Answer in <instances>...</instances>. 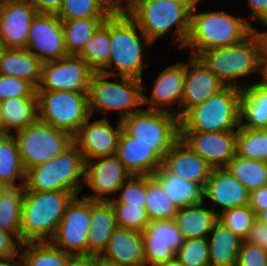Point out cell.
Returning <instances> with one entry per match:
<instances>
[{"label":"cell","instance_id":"obj_1","mask_svg":"<svg viewBox=\"0 0 267 266\" xmlns=\"http://www.w3.org/2000/svg\"><path fill=\"white\" fill-rule=\"evenodd\" d=\"M138 29V30H137ZM138 31L140 34H138ZM141 35V36H140ZM143 41V42H142ZM152 42L140 30L135 21L124 11L116 9L110 15V56L108 63L99 71L110 76H125L142 80L144 62L143 46ZM145 63V64H144ZM115 65L116 74L111 69Z\"/></svg>","mask_w":267,"mask_h":266},{"label":"cell","instance_id":"obj_2","mask_svg":"<svg viewBox=\"0 0 267 266\" xmlns=\"http://www.w3.org/2000/svg\"><path fill=\"white\" fill-rule=\"evenodd\" d=\"M195 10L196 7L190 13V28L184 45V48H191L194 57L209 49L243 42L256 29L252 21L224 11L195 13Z\"/></svg>","mask_w":267,"mask_h":266},{"label":"cell","instance_id":"obj_3","mask_svg":"<svg viewBox=\"0 0 267 266\" xmlns=\"http://www.w3.org/2000/svg\"><path fill=\"white\" fill-rule=\"evenodd\" d=\"M75 196L73 192H38L24 188L20 243L50 241L67 205Z\"/></svg>","mask_w":267,"mask_h":266},{"label":"cell","instance_id":"obj_4","mask_svg":"<svg viewBox=\"0 0 267 266\" xmlns=\"http://www.w3.org/2000/svg\"><path fill=\"white\" fill-rule=\"evenodd\" d=\"M123 9L152 44L175 26L174 41L184 48L190 28L191 9L187 5L175 1L132 0Z\"/></svg>","mask_w":267,"mask_h":266},{"label":"cell","instance_id":"obj_5","mask_svg":"<svg viewBox=\"0 0 267 266\" xmlns=\"http://www.w3.org/2000/svg\"><path fill=\"white\" fill-rule=\"evenodd\" d=\"M84 171L83 156L73 142L55 158L29 168L26 171L24 188L38 192H73L78 196L83 189Z\"/></svg>","mask_w":267,"mask_h":266},{"label":"cell","instance_id":"obj_6","mask_svg":"<svg viewBox=\"0 0 267 266\" xmlns=\"http://www.w3.org/2000/svg\"><path fill=\"white\" fill-rule=\"evenodd\" d=\"M241 92L240 88L224 86L179 120L180 131H235L240 126Z\"/></svg>","mask_w":267,"mask_h":266},{"label":"cell","instance_id":"obj_7","mask_svg":"<svg viewBox=\"0 0 267 266\" xmlns=\"http://www.w3.org/2000/svg\"><path fill=\"white\" fill-rule=\"evenodd\" d=\"M262 41L255 30L243 42L202 52L198 58L225 85L243 89L237 78L258 73V58Z\"/></svg>","mask_w":267,"mask_h":266},{"label":"cell","instance_id":"obj_8","mask_svg":"<svg viewBox=\"0 0 267 266\" xmlns=\"http://www.w3.org/2000/svg\"><path fill=\"white\" fill-rule=\"evenodd\" d=\"M110 75L102 72H94L89 86L90 114L101 111H120L118 120L140 111L143 106L142 92L145 88L142 80L132 77L119 76L118 83L108 81Z\"/></svg>","mask_w":267,"mask_h":266},{"label":"cell","instance_id":"obj_9","mask_svg":"<svg viewBox=\"0 0 267 266\" xmlns=\"http://www.w3.org/2000/svg\"><path fill=\"white\" fill-rule=\"evenodd\" d=\"M38 119L74 136L91 117L86 92L37 91Z\"/></svg>","mask_w":267,"mask_h":266},{"label":"cell","instance_id":"obj_10","mask_svg":"<svg viewBox=\"0 0 267 266\" xmlns=\"http://www.w3.org/2000/svg\"><path fill=\"white\" fill-rule=\"evenodd\" d=\"M121 123L128 135L151 146L162 159L180 137L179 119L168 112L141 109L123 118Z\"/></svg>","mask_w":267,"mask_h":266},{"label":"cell","instance_id":"obj_11","mask_svg":"<svg viewBox=\"0 0 267 266\" xmlns=\"http://www.w3.org/2000/svg\"><path fill=\"white\" fill-rule=\"evenodd\" d=\"M14 136L25 171L55 158L73 143V136L69 132L54 128L38 118L24 129L16 131Z\"/></svg>","mask_w":267,"mask_h":266},{"label":"cell","instance_id":"obj_12","mask_svg":"<svg viewBox=\"0 0 267 266\" xmlns=\"http://www.w3.org/2000/svg\"><path fill=\"white\" fill-rule=\"evenodd\" d=\"M91 200L75 196L67 205L50 242L71 255H87Z\"/></svg>","mask_w":267,"mask_h":266},{"label":"cell","instance_id":"obj_13","mask_svg":"<svg viewBox=\"0 0 267 266\" xmlns=\"http://www.w3.org/2000/svg\"><path fill=\"white\" fill-rule=\"evenodd\" d=\"M94 70L79 56L67 55L42 65L37 91H69L89 93Z\"/></svg>","mask_w":267,"mask_h":266},{"label":"cell","instance_id":"obj_14","mask_svg":"<svg viewBox=\"0 0 267 266\" xmlns=\"http://www.w3.org/2000/svg\"><path fill=\"white\" fill-rule=\"evenodd\" d=\"M25 49L43 63L67 56L62 20L56 14L37 13L31 22Z\"/></svg>","mask_w":267,"mask_h":266},{"label":"cell","instance_id":"obj_15","mask_svg":"<svg viewBox=\"0 0 267 266\" xmlns=\"http://www.w3.org/2000/svg\"><path fill=\"white\" fill-rule=\"evenodd\" d=\"M141 234L145 266H157L175 258L184 242L174 219L150 221Z\"/></svg>","mask_w":267,"mask_h":266},{"label":"cell","instance_id":"obj_16","mask_svg":"<svg viewBox=\"0 0 267 266\" xmlns=\"http://www.w3.org/2000/svg\"><path fill=\"white\" fill-rule=\"evenodd\" d=\"M88 118L73 136V142L81 152L84 162L116 154L117 143L122 131L121 120L116 127L109 123L107 117L90 122Z\"/></svg>","mask_w":267,"mask_h":266},{"label":"cell","instance_id":"obj_17","mask_svg":"<svg viewBox=\"0 0 267 266\" xmlns=\"http://www.w3.org/2000/svg\"><path fill=\"white\" fill-rule=\"evenodd\" d=\"M131 176L116 155L86 161L83 183L94 191V195L84 198L92 201H109L110 198L105 194L116 193Z\"/></svg>","mask_w":267,"mask_h":266},{"label":"cell","instance_id":"obj_18","mask_svg":"<svg viewBox=\"0 0 267 266\" xmlns=\"http://www.w3.org/2000/svg\"><path fill=\"white\" fill-rule=\"evenodd\" d=\"M36 8L30 0L0 1V44L4 48L25 49Z\"/></svg>","mask_w":267,"mask_h":266},{"label":"cell","instance_id":"obj_19","mask_svg":"<svg viewBox=\"0 0 267 266\" xmlns=\"http://www.w3.org/2000/svg\"><path fill=\"white\" fill-rule=\"evenodd\" d=\"M180 138L213 168H225L236 155V131H180Z\"/></svg>","mask_w":267,"mask_h":266},{"label":"cell","instance_id":"obj_20","mask_svg":"<svg viewBox=\"0 0 267 266\" xmlns=\"http://www.w3.org/2000/svg\"><path fill=\"white\" fill-rule=\"evenodd\" d=\"M224 86L198 57L190 56L188 63H185L181 118Z\"/></svg>","mask_w":267,"mask_h":266},{"label":"cell","instance_id":"obj_21","mask_svg":"<svg viewBox=\"0 0 267 266\" xmlns=\"http://www.w3.org/2000/svg\"><path fill=\"white\" fill-rule=\"evenodd\" d=\"M184 78L185 63L178 62L165 68L155 79L151 97L148 98L142 94L143 105L149 106L148 110L163 111L177 115L180 120ZM177 102H179L177 107L179 113L172 110V107L169 108L170 105Z\"/></svg>","mask_w":267,"mask_h":266},{"label":"cell","instance_id":"obj_22","mask_svg":"<svg viewBox=\"0 0 267 266\" xmlns=\"http://www.w3.org/2000/svg\"><path fill=\"white\" fill-rule=\"evenodd\" d=\"M162 165L172 174L205 186L213 167L180 137L165 154Z\"/></svg>","mask_w":267,"mask_h":266},{"label":"cell","instance_id":"obj_23","mask_svg":"<svg viewBox=\"0 0 267 266\" xmlns=\"http://www.w3.org/2000/svg\"><path fill=\"white\" fill-rule=\"evenodd\" d=\"M204 200L209 199L222 211L248 205L249 191L226 168H213L203 187Z\"/></svg>","mask_w":267,"mask_h":266},{"label":"cell","instance_id":"obj_24","mask_svg":"<svg viewBox=\"0 0 267 266\" xmlns=\"http://www.w3.org/2000/svg\"><path fill=\"white\" fill-rule=\"evenodd\" d=\"M132 175L152 176L162 165L163 159L147 144L137 141L123 129L115 154Z\"/></svg>","mask_w":267,"mask_h":266},{"label":"cell","instance_id":"obj_25","mask_svg":"<svg viewBox=\"0 0 267 266\" xmlns=\"http://www.w3.org/2000/svg\"><path fill=\"white\" fill-rule=\"evenodd\" d=\"M101 255L124 266H145L141 232L117 227Z\"/></svg>","mask_w":267,"mask_h":266},{"label":"cell","instance_id":"obj_26","mask_svg":"<svg viewBox=\"0 0 267 266\" xmlns=\"http://www.w3.org/2000/svg\"><path fill=\"white\" fill-rule=\"evenodd\" d=\"M116 228L115 212L111 203L109 201L91 200L87 255H101Z\"/></svg>","mask_w":267,"mask_h":266},{"label":"cell","instance_id":"obj_27","mask_svg":"<svg viewBox=\"0 0 267 266\" xmlns=\"http://www.w3.org/2000/svg\"><path fill=\"white\" fill-rule=\"evenodd\" d=\"M43 62L27 49H0V74L23 79L36 89L41 81Z\"/></svg>","mask_w":267,"mask_h":266},{"label":"cell","instance_id":"obj_28","mask_svg":"<svg viewBox=\"0 0 267 266\" xmlns=\"http://www.w3.org/2000/svg\"><path fill=\"white\" fill-rule=\"evenodd\" d=\"M152 177L178 209L204 202L202 185L170 173L163 165Z\"/></svg>","mask_w":267,"mask_h":266},{"label":"cell","instance_id":"obj_29","mask_svg":"<svg viewBox=\"0 0 267 266\" xmlns=\"http://www.w3.org/2000/svg\"><path fill=\"white\" fill-rule=\"evenodd\" d=\"M210 233H212V236L207 237L210 266H236L243 239L218 219Z\"/></svg>","mask_w":267,"mask_h":266},{"label":"cell","instance_id":"obj_30","mask_svg":"<svg viewBox=\"0 0 267 266\" xmlns=\"http://www.w3.org/2000/svg\"><path fill=\"white\" fill-rule=\"evenodd\" d=\"M244 87L240 98V127L267 129V87L255 83H245Z\"/></svg>","mask_w":267,"mask_h":266},{"label":"cell","instance_id":"obj_31","mask_svg":"<svg viewBox=\"0 0 267 266\" xmlns=\"http://www.w3.org/2000/svg\"><path fill=\"white\" fill-rule=\"evenodd\" d=\"M205 202L187 206L177 211L175 222L184 239L207 238L218 212L213 208H204Z\"/></svg>","mask_w":267,"mask_h":266},{"label":"cell","instance_id":"obj_32","mask_svg":"<svg viewBox=\"0 0 267 266\" xmlns=\"http://www.w3.org/2000/svg\"><path fill=\"white\" fill-rule=\"evenodd\" d=\"M1 133L12 134L38 118L37 97L9 98L1 101Z\"/></svg>","mask_w":267,"mask_h":266},{"label":"cell","instance_id":"obj_33","mask_svg":"<svg viewBox=\"0 0 267 266\" xmlns=\"http://www.w3.org/2000/svg\"><path fill=\"white\" fill-rule=\"evenodd\" d=\"M21 181L18 185L16 180ZM26 171L23 167L19 147L14 134L0 136V182L6 187H24Z\"/></svg>","mask_w":267,"mask_h":266},{"label":"cell","instance_id":"obj_34","mask_svg":"<svg viewBox=\"0 0 267 266\" xmlns=\"http://www.w3.org/2000/svg\"><path fill=\"white\" fill-rule=\"evenodd\" d=\"M107 18L62 20L63 37L68 55L78 56L85 44Z\"/></svg>","mask_w":267,"mask_h":266},{"label":"cell","instance_id":"obj_35","mask_svg":"<svg viewBox=\"0 0 267 266\" xmlns=\"http://www.w3.org/2000/svg\"><path fill=\"white\" fill-rule=\"evenodd\" d=\"M24 187H6L0 194V229L20 242Z\"/></svg>","mask_w":267,"mask_h":266},{"label":"cell","instance_id":"obj_36","mask_svg":"<svg viewBox=\"0 0 267 266\" xmlns=\"http://www.w3.org/2000/svg\"><path fill=\"white\" fill-rule=\"evenodd\" d=\"M116 9L115 0H63L56 15L61 20L108 18Z\"/></svg>","mask_w":267,"mask_h":266},{"label":"cell","instance_id":"obj_37","mask_svg":"<svg viewBox=\"0 0 267 266\" xmlns=\"http://www.w3.org/2000/svg\"><path fill=\"white\" fill-rule=\"evenodd\" d=\"M20 251H23L19 257L24 266H66L71 256L50 241L25 242L21 244Z\"/></svg>","mask_w":267,"mask_h":266},{"label":"cell","instance_id":"obj_38","mask_svg":"<svg viewBox=\"0 0 267 266\" xmlns=\"http://www.w3.org/2000/svg\"><path fill=\"white\" fill-rule=\"evenodd\" d=\"M251 192L267 185V163L235 155L225 167Z\"/></svg>","mask_w":267,"mask_h":266},{"label":"cell","instance_id":"obj_39","mask_svg":"<svg viewBox=\"0 0 267 266\" xmlns=\"http://www.w3.org/2000/svg\"><path fill=\"white\" fill-rule=\"evenodd\" d=\"M110 49L109 16L85 44L78 56L95 72H99L108 63Z\"/></svg>","mask_w":267,"mask_h":266},{"label":"cell","instance_id":"obj_40","mask_svg":"<svg viewBox=\"0 0 267 266\" xmlns=\"http://www.w3.org/2000/svg\"><path fill=\"white\" fill-rule=\"evenodd\" d=\"M145 210L149 221L174 219L179 210L152 176H146Z\"/></svg>","mask_w":267,"mask_h":266},{"label":"cell","instance_id":"obj_41","mask_svg":"<svg viewBox=\"0 0 267 266\" xmlns=\"http://www.w3.org/2000/svg\"><path fill=\"white\" fill-rule=\"evenodd\" d=\"M236 155L267 163V129H236Z\"/></svg>","mask_w":267,"mask_h":266},{"label":"cell","instance_id":"obj_42","mask_svg":"<svg viewBox=\"0 0 267 266\" xmlns=\"http://www.w3.org/2000/svg\"><path fill=\"white\" fill-rule=\"evenodd\" d=\"M217 219L244 240L257 220V214L244 205L219 212Z\"/></svg>","mask_w":267,"mask_h":266},{"label":"cell","instance_id":"obj_43","mask_svg":"<svg viewBox=\"0 0 267 266\" xmlns=\"http://www.w3.org/2000/svg\"><path fill=\"white\" fill-rule=\"evenodd\" d=\"M115 212L117 227L142 232L149 224L145 206L126 203H111Z\"/></svg>","mask_w":267,"mask_h":266},{"label":"cell","instance_id":"obj_44","mask_svg":"<svg viewBox=\"0 0 267 266\" xmlns=\"http://www.w3.org/2000/svg\"><path fill=\"white\" fill-rule=\"evenodd\" d=\"M176 257L185 266H210L207 238L184 239Z\"/></svg>","mask_w":267,"mask_h":266},{"label":"cell","instance_id":"obj_45","mask_svg":"<svg viewBox=\"0 0 267 266\" xmlns=\"http://www.w3.org/2000/svg\"><path fill=\"white\" fill-rule=\"evenodd\" d=\"M118 199L110 203H126L134 206H146V176L132 175L119 189Z\"/></svg>","mask_w":267,"mask_h":266},{"label":"cell","instance_id":"obj_46","mask_svg":"<svg viewBox=\"0 0 267 266\" xmlns=\"http://www.w3.org/2000/svg\"><path fill=\"white\" fill-rule=\"evenodd\" d=\"M15 97H37V89L23 79L0 74V102Z\"/></svg>","mask_w":267,"mask_h":266},{"label":"cell","instance_id":"obj_47","mask_svg":"<svg viewBox=\"0 0 267 266\" xmlns=\"http://www.w3.org/2000/svg\"><path fill=\"white\" fill-rule=\"evenodd\" d=\"M236 266H267V251L243 240Z\"/></svg>","mask_w":267,"mask_h":266},{"label":"cell","instance_id":"obj_48","mask_svg":"<svg viewBox=\"0 0 267 266\" xmlns=\"http://www.w3.org/2000/svg\"><path fill=\"white\" fill-rule=\"evenodd\" d=\"M12 234L0 229V260L10 259L18 256L21 243L14 241Z\"/></svg>","mask_w":267,"mask_h":266},{"label":"cell","instance_id":"obj_49","mask_svg":"<svg viewBox=\"0 0 267 266\" xmlns=\"http://www.w3.org/2000/svg\"><path fill=\"white\" fill-rule=\"evenodd\" d=\"M244 241L267 251V225L256 220Z\"/></svg>","mask_w":267,"mask_h":266},{"label":"cell","instance_id":"obj_50","mask_svg":"<svg viewBox=\"0 0 267 266\" xmlns=\"http://www.w3.org/2000/svg\"><path fill=\"white\" fill-rule=\"evenodd\" d=\"M248 206L258 215L267 209V185L249 192Z\"/></svg>","mask_w":267,"mask_h":266},{"label":"cell","instance_id":"obj_51","mask_svg":"<svg viewBox=\"0 0 267 266\" xmlns=\"http://www.w3.org/2000/svg\"><path fill=\"white\" fill-rule=\"evenodd\" d=\"M251 19H257L262 25L267 24V0H248Z\"/></svg>","mask_w":267,"mask_h":266},{"label":"cell","instance_id":"obj_52","mask_svg":"<svg viewBox=\"0 0 267 266\" xmlns=\"http://www.w3.org/2000/svg\"><path fill=\"white\" fill-rule=\"evenodd\" d=\"M37 13L56 14L63 0H30Z\"/></svg>","mask_w":267,"mask_h":266},{"label":"cell","instance_id":"obj_53","mask_svg":"<svg viewBox=\"0 0 267 266\" xmlns=\"http://www.w3.org/2000/svg\"><path fill=\"white\" fill-rule=\"evenodd\" d=\"M258 74L262 75V80L255 84L267 87V53L263 49L258 58Z\"/></svg>","mask_w":267,"mask_h":266},{"label":"cell","instance_id":"obj_54","mask_svg":"<svg viewBox=\"0 0 267 266\" xmlns=\"http://www.w3.org/2000/svg\"><path fill=\"white\" fill-rule=\"evenodd\" d=\"M66 266H93L92 255H71Z\"/></svg>","mask_w":267,"mask_h":266},{"label":"cell","instance_id":"obj_55","mask_svg":"<svg viewBox=\"0 0 267 266\" xmlns=\"http://www.w3.org/2000/svg\"><path fill=\"white\" fill-rule=\"evenodd\" d=\"M93 266H124V265H121L112 260H108L102 255H94Z\"/></svg>","mask_w":267,"mask_h":266},{"label":"cell","instance_id":"obj_56","mask_svg":"<svg viewBox=\"0 0 267 266\" xmlns=\"http://www.w3.org/2000/svg\"><path fill=\"white\" fill-rule=\"evenodd\" d=\"M16 257L17 256L10 259L0 260V266H24L21 257L19 261Z\"/></svg>","mask_w":267,"mask_h":266},{"label":"cell","instance_id":"obj_57","mask_svg":"<svg viewBox=\"0 0 267 266\" xmlns=\"http://www.w3.org/2000/svg\"><path fill=\"white\" fill-rule=\"evenodd\" d=\"M157 1H175L187 5L191 10L197 6L200 0H157Z\"/></svg>","mask_w":267,"mask_h":266},{"label":"cell","instance_id":"obj_58","mask_svg":"<svg viewBox=\"0 0 267 266\" xmlns=\"http://www.w3.org/2000/svg\"><path fill=\"white\" fill-rule=\"evenodd\" d=\"M264 26H267V24H265ZM255 30L257 31V33L261 38L262 49L267 53V31L260 32L257 28Z\"/></svg>","mask_w":267,"mask_h":266},{"label":"cell","instance_id":"obj_59","mask_svg":"<svg viewBox=\"0 0 267 266\" xmlns=\"http://www.w3.org/2000/svg\"><path fill=\"white\" fill-rule=\"evenodd\" d=\"M157 266H185L184 264H182L178 259L177 257L171 259V260H168L167 262L165 263H162L160 265H157Z\"/></svg>","mask_w":267,"mask_h":266},{"label":"cell","instance_id":"obj_60","mask_svg":"<svg viewBox=\"0 0 267 266\" xmlns=\"http://www.w3.org/2000/svg\"><path fill=\"white\" fill-rule=\"evenodd\" d=\"M257 220L260 221L261 223L267 225V209L262 210V211L257 215Z\"/></svg>","mask_w":267,"mask_h":266},{"label":"cell","instance_id":"obj_61","mask_svg":"<svg viewBox=\"0 0 267 266\" xmlns=\"http://www.w3.org/2000/svg\"><path fill=\"white\" fill-rule=\"evenodd\" d=\"M115 5H116V8H118V9H123L121 0H115Z\"/></svg>","mask_w":267,"mask_h":266},{"label":"cell","instance_id":"obj_62","mask_svg":"<svg viewBox=\"0 0 267 266\" xmlns=\"http://www.w3.org/2000/svg\"><path fill=\"white\" fill-rule=\"evenodd\" d=\"M6 188V186L0 182V194L3 192V190Z\"/></svg>","mask_w":267,"mask_h":266},{"label":"cell","instance_id":"obj_63","mask_svg":"<svg viewBox=\"0 0 267 266\" xmlns=\"http://www.w3.org/2000/svg\"><path fill=\"white\" fill-rule=\"evenodd\" d=\"M1 123H2V117H1V102H0V132H1Z\"/></svg>","mask_w":267,"mask_h":266},{"label":"cell","instance_id":"obj_64","mask_svg":"<svg viewBox=\"0 0 267 266\" xmlns=\"http://www.w3.org/2000/svg\"><path fill=\"white\" fill-rule=\"evenodd\" d=\"M132 0H127L126 6L131 2Z\"/></svg>","mask_w":267,"mask_h":266}]
</instances>
